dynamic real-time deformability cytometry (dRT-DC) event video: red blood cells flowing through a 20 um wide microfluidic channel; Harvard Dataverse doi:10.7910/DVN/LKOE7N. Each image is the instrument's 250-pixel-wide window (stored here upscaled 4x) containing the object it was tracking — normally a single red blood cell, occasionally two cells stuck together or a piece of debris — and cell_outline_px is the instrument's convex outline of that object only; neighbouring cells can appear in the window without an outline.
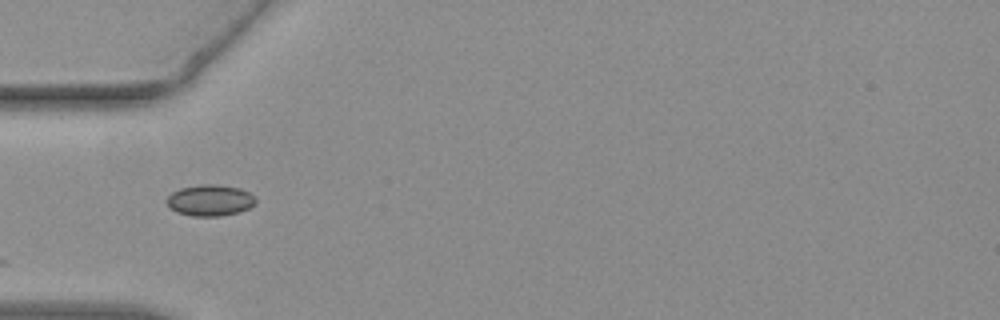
{"species": "common noctule bat (a hibernating species)", "species_latin": "Nyctalus noctula", "temperature_condition": "warm", "stored_images_in_passage": 3, "camera_frame_rate_fps": 3000, "um_per_image_px": 0.085, "animal": {"sex": "female", "body_mass_g": 19.3, "forearm_length_mm": 54.1}, "frame": {"image": 1, "passage_image": 1, "time_ms": 0.0, "image_size_px": [1000, 320], "cell_outline_px": [[256, 204], [240, 212], [220, 216], [192, 216], [176, 212], [164, 200], [172, 192], [180, 188], [200, 184], [216, 184], [240, 188], [248, 192], [256, 200]], "centroid_in_image_um": [17.84, 17.02], "position_along_channel_um": 67.2, "area_um2": 16.24}}